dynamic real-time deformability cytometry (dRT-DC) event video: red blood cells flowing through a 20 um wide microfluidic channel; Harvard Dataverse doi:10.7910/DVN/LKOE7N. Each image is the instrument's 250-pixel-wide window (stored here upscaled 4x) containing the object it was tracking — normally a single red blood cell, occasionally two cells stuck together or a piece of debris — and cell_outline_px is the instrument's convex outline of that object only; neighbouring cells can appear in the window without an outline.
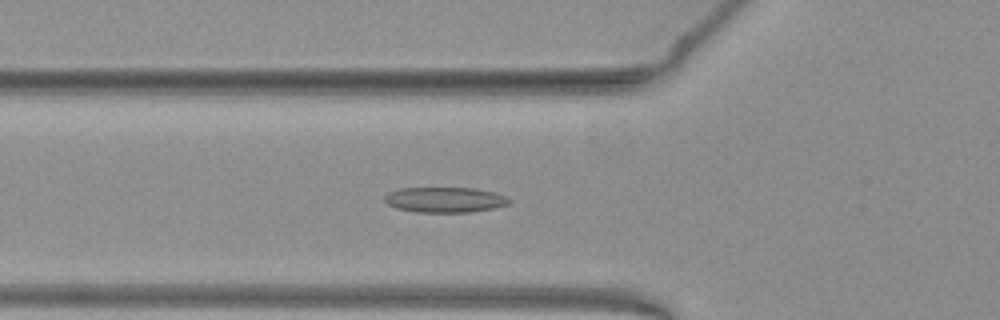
{"species": "common noctule bat (a hibernating species)", "species_latin": "Nyctalus noctula", "temperature_condition": "warm", "stored_images_in_passage": 46, "camera_frame_rate_fps": 3000, "um_per_image_px": 0.085, "animal": {"sex": "female", "body_mass_g": 19.3, "forearm_length_mm": 54.1}, "frame": {"image": 1, "passage_image": 13, "time_ms": 4.0, "image_size_px": [1000, 320], "cell_outline_px": [[512, 200], [508, 204], [492, 208], [472, 212], [416, 212], [396, 208], [388, 204], [384, 200], [384, 196], [388, 192], [400, 188], [472, 188], [492, 192], [508, 196]], "centroid_in_image_um": [37.8, 16.98], "position_along_channel_um": 88.0, "area_um2": 18.38}}
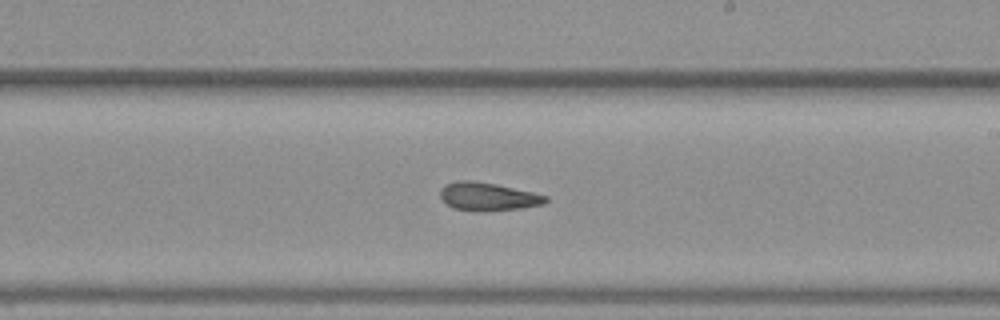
{"frame": {"image": 2, "passage_image": 25, "time_ms": 8.0, "image_size_px": [1000, 320], "cell_outline_px": [[548, 200], [544, 204], [520, 208], [476, 212], [452, 208], [440, 196], [440, 188], [448, 184], [460, 180], [472, 180], [496, 184], [532, 192], [548, 196]], "centroid_in_image_um": [41.47, 16.71], "position_along_channel_um": 247.5, "area_um2": 17.22}}
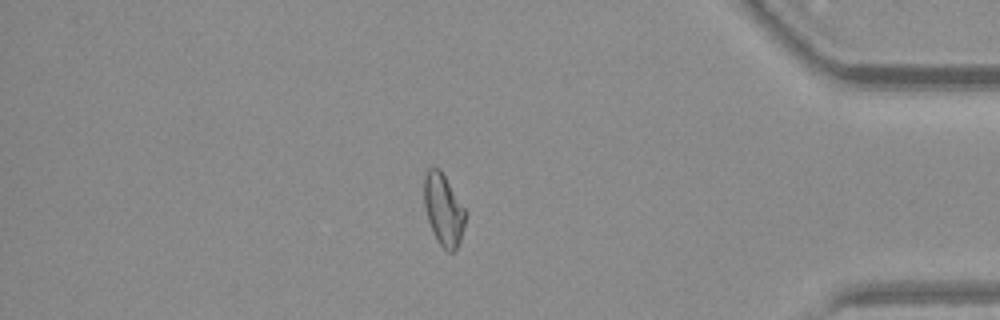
{"frame": {"image": 3, "passage_image": 39, "time_ms": 12.667, "image_size_px": [1000, 320], "cell_outline_px": [[468, 212], [464, 228], [460, 240], [456, 248], [452, 252], [448, 252], [436, 240], [432, 232], [428, 220], [424, 204], [424, 176], [428, 168], [440, 168]], "centroid_in_image_um": [37.71, 17.81], "position_along_channel_um": 397.5, "area_um2": 17.51}, "authors_computed_cell_mechanics": {"area_um2": 17.8024, "velocity_mm_per_s": 3.9767, "shape_relaxation_time_tau1_ms": null, "shape_relaxation_time_tau2_ms": 3.3801, "deformation_change_tau1": null, "deformation_change_tau2": 0.1154}}